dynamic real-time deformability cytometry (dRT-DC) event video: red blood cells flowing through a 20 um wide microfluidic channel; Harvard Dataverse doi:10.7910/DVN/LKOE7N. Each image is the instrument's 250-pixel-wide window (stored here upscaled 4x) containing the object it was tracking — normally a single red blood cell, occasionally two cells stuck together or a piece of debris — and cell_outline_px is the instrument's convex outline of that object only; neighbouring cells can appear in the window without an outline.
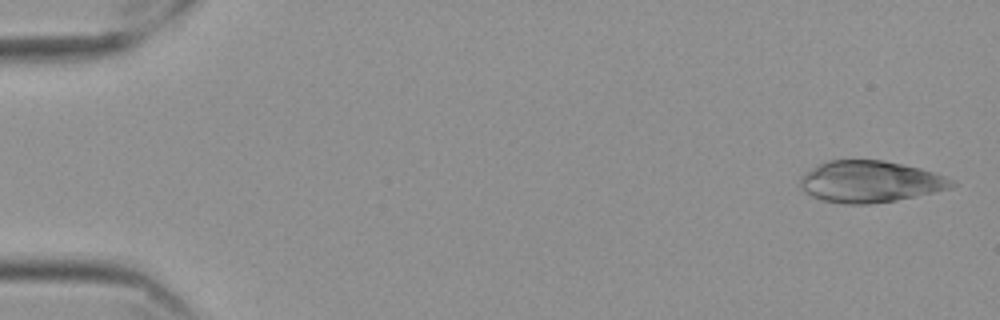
{"species": "Egyptian fruit bat (a non-hibernating species)", "species_latin": "Rousettus aegyptiacus", "temperature_condition": "cold", "stored_images_in_passage": 14, "camera_frame_rate_fps": 3000, "um_per_image_px": 0.085, "frame": {"image": 1, "passage_image": 1, "time_ms": 0.0, "image_size_px": [1000, 320], "cell_outline_px": [[960, 184], [952, 188], [916, 196], [896, 200], [868, 204], [840, 204], [820, 200], [804, 192], [800, 188], [800, 176], [804, 172], [828, 160], [884, 160], [920, 168], [944, 176]], "centroid_in_image_um": [73.94, 15.45], "position_along_channel_um": 11.1, "area_um2": 36.93}}